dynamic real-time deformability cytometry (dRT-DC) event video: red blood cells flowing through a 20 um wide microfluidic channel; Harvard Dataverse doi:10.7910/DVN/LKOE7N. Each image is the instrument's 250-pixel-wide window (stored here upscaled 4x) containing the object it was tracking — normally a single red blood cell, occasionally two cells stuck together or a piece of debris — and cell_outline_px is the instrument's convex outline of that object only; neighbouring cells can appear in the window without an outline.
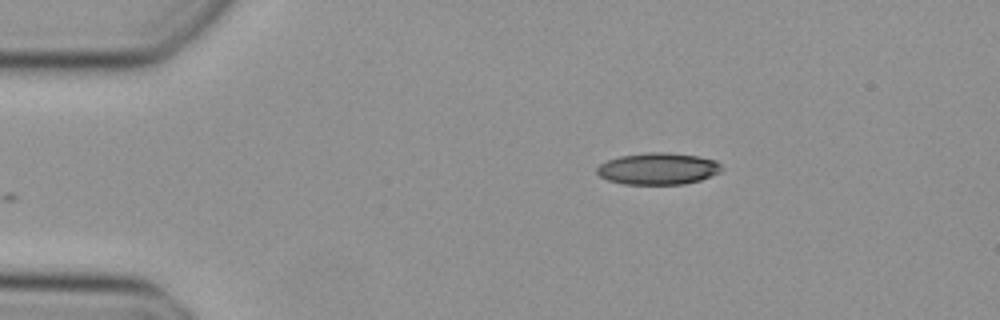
{"species": "Egyptian fruit bat (a non-hibernating species)", "species_latin": "Rousettus aegyptiacus", "temperature_condition": "cold", "stored_images_in_passage": 29, "camera_frame_rate_fps": 3000, "um_per_image_px": 0.085, "animal": {"sex": "female"}, "frame": {"image": 1, "passage_image": 1, "time_ms": 0.0, "image_size_px": [1000, 320], "cell_outline_px": [[720, 172], [700, 180], [684, 184], [624, 184], [608, 180], [600, 176], [596, 172], [596, 168], [600, 164], [608, 160], [620, 156], [644, 152], [668, 152], [700, 156], [716, 160], [720, 164]], "centroid_in_image_um": [55.92, 14.33], "position_along_channel_um": 29.1, "area_um2": 23.12}}
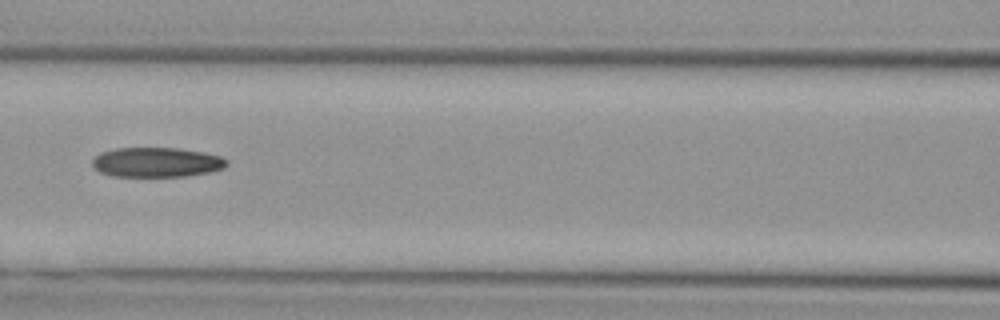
{"frame": {"image": 2, "passage_image": 14, "time_ms": 4.333, "image_size_px": [1000, 320], "cell_outline_px": [[228, 164], [224, 168], [208, 172], [184, 176], [112, 176], [100, 172], [92, 164], [92, 160], [100, 152], [116, 148], [176, 148], [204, 152], [220, 156], [228, 160]], "centroid_in_image_um": [13.31, 13.78], "position_along_channel_um": 153.3, "area_um2": 23.18}}
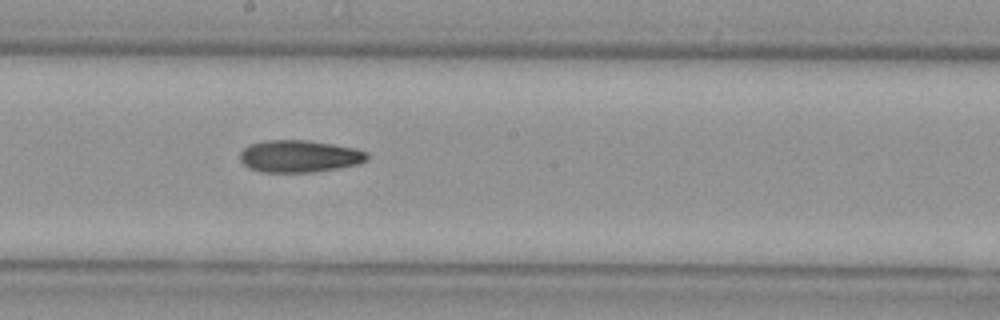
{"frame": {"image": 3, "passage_image": 19, "time_ms": 6.0, "image_size_px": [1000, 320], "cell_outline_px": [[368, 160], [360, 164], [316, 172], [260, 172], [248, 168], [240, 160], [240, 152], [248, 144], [264, 140], [308, 140], [356, 148], [368, 152]], "centroid_in_image_um": [25.45, 13.28], "position_along_channel_um": 222.8, "area_um2": 24.16}}